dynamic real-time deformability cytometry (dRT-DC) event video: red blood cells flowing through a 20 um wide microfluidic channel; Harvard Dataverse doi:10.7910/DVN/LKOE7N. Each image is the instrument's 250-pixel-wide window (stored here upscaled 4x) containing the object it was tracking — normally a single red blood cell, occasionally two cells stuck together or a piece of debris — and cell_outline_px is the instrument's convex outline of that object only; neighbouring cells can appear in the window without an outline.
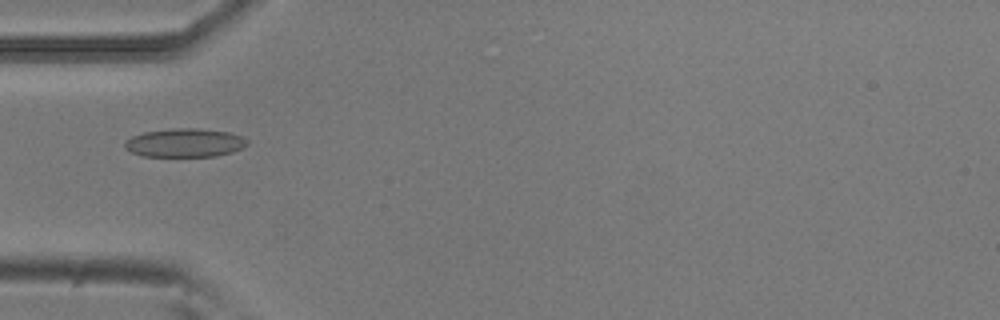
{"species": "common noctule bat (a hibernating species)", "species_latin": "Nyctalus noctula", "temperature_condition": "room temperature", "stored_images_in_passage": 3, "camera_frame_rate_fps": 3000, "um_per_image_px": 0.085, "animal": {"sex": "male", "body_mass_g": 20.5, "forearm_length_mm": 52.5}, "frame": {"image": 1, "passage_image": 3, "time_ms": 0.667, "image_size_px": [1000, 320], "cell_outline_px": [[248, 144], [232, 152], [216, 156], [144, 156], [132, 152], [124, 148], [124, 140], [132, 136], [144, 132], [176, 128], [196, 128], [228, 132], [240, 136], [248, 140]], "centroid_in_image_um": [15.68, 12.14], "position_along_channel_um": 69.3, "area_um2": 20.29}}